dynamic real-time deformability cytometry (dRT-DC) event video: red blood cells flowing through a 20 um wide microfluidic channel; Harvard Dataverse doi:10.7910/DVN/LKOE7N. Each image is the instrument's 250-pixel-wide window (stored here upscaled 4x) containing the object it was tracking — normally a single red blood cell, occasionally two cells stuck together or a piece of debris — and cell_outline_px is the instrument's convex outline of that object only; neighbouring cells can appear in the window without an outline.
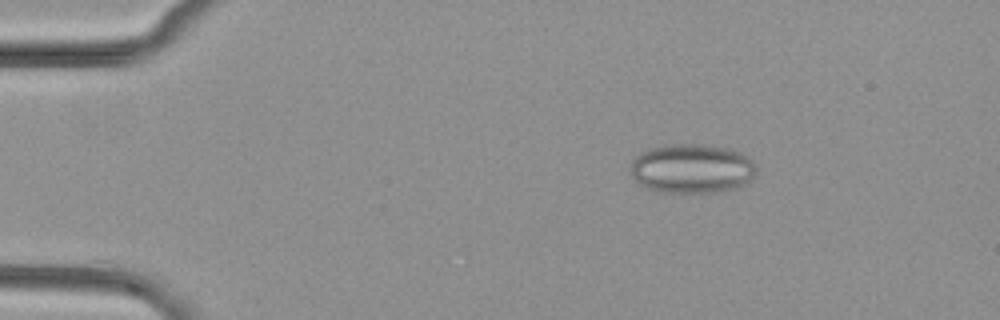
{"species": "common noctule bat (a hibernating species)", "species_latin": "Nyctalus noctula", "temperature_condition": "cold", "stored_images_in_passage": 45, "camera_frame_rate_fps": 3000, "um_per_image_px": 0.085, "animal": {"sex": "female", "body_mass_g": 29.2, "forearm_length_mm": 56.3}, "frame": {"image": 1, "passage_image": 2, "time_ms": 0.333, "image_size_px": [1000, 320], "cell_outline_px": [[756, 172], [752, 180], [748, 184], [736, 188], [712, 192], [668, 192], [648, 188], [640, 184], [632, 176], [632, 160], [640, 152], [648, 148], [664, 144], [704, 144], [728, 148], [740, 152], [748, 156], [756, 164]], "centroid_in_image_um": [58.86, 14.31], "position_along_channel_um": 26.1, "area_um2": 36.41}}
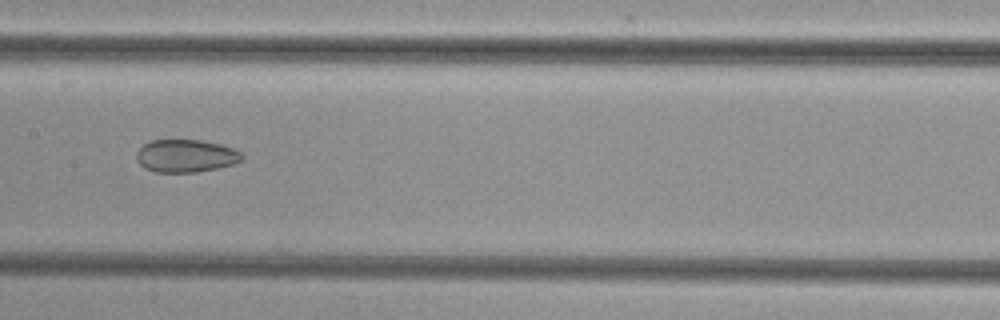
{"frame": {"image": 2, "passage_image": 20, "time_ms": 6.333, "image_size_px": [1000, 320], "cell_outline_px": [[244, 156], [240, 160], [232, 164], [216, 168], [196, 172], [156, 172], [144, 168], [136, 160], [136, 152], [144, 144], [152, 140], [200, 140], [220, 144], [232, 148], [240, 152]], "centroid_in_image_um": [15.76, 13.25], "position_along_channel_um": 191.6, "area_um2": 20.0}}
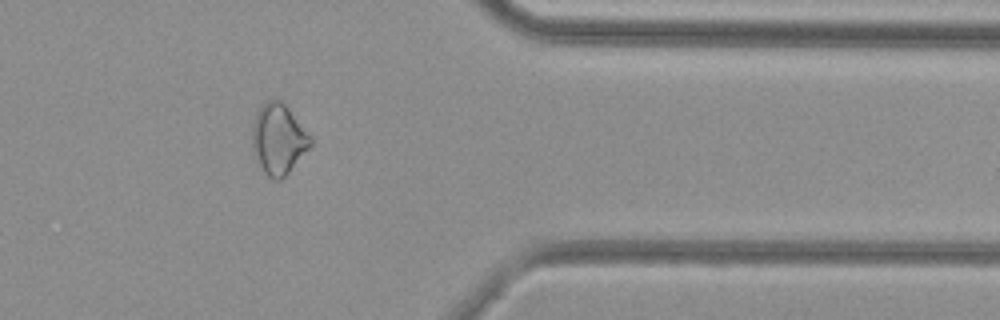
{"frame": {"image": 3, "passage_image": 36, "time_ms": 11.667, "image_size_px": [1000, 320], "cell_outline_px": [[312, 144], [288, 172], [280, 180], [272, 180], [256, 164], [252, 152], [252, 124], [256, 112], [268, 100], [276, 96], [288, 108], [312, 136]], "centroid_in_image_um": [23.63, 11.82], "position_along_channel_um": 387.8, "area_um2": 24.16}}